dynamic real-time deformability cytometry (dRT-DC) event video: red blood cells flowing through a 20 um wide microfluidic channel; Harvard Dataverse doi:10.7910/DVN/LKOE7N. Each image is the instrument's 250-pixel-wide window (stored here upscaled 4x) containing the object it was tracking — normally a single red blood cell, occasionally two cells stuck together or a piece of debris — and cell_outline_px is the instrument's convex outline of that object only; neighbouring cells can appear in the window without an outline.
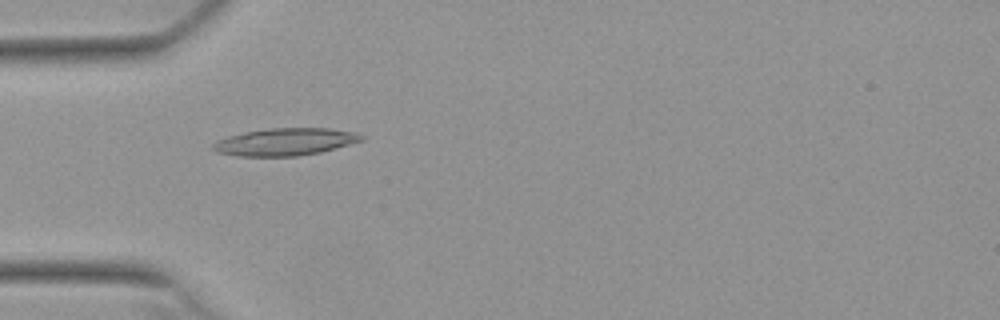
{"species": "Egyptian fruit bat (a non-hibernating species)", "species_latin": "Rousettus aegyptiacus", "temperature_condition": "warm", "stored_images_in_passage": 41, "camera_frame_rate_fps": 3000, "um_per_image_px": 0.085, "animal": {"sex": "female"}, "frame": {"image": 1, "passage_image": 4, "time_ms": 1.0, "image_size_px": [1000, 320], "cell_outline_px": [[364, 140], [336, 148], [320, 152], [296, 156], [236, 156], [216, 152], [212, 148], [212, 144], [216, 140], [228, 136], [244, 132], [272, 128], [328, 128], [356, 132], [364, 136]], "centroid_in_image_um": [24.23, 12.05], "position_along_channel_um": 60.8, "area_um2": 23.7}}
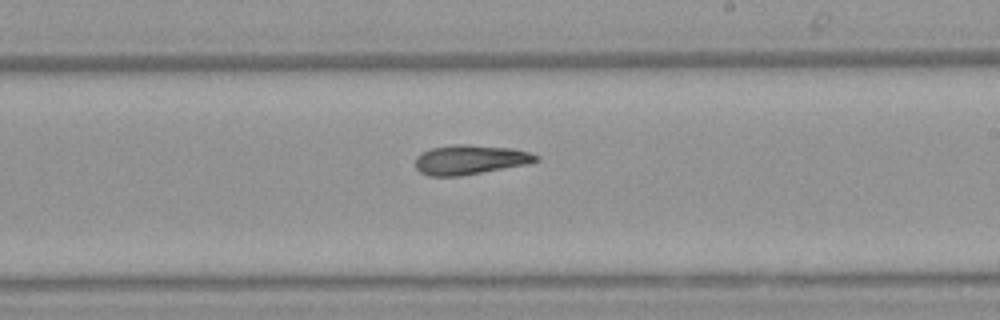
{"frame": {"image": 2, "passage_image": 19, "time_ms": 6.0, "image_size_px": [1000, 320], "cell_outline_px": [[540, 160], [528, 164], [460, 176], [428, 176], [420, 172], [416, 168], [416, 156], [420, 152], [432, 148], [456, 144], [468, 144], [512, 148], [528, 152], [540, 156]], "centroid_in_image_um": [39.96, 13.57], "position_along_channel_um": 249.0, "area_um2": 20.87}}
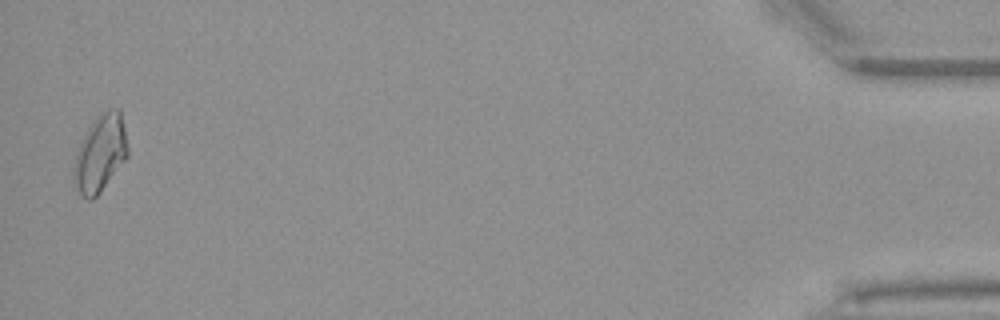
{"frame": {"image": 3, "passage_image": 40, "time_ms": 13.0, "image_size_px": [1000, 320], "cell_outline_px": [[128, 156], [100, 192], [92, 200], [88, 200], [80, 196], [72, 184], [72, 168], [80, 144], [92, 120], [96, 116], [112, 108], [120, 108], [128, 148]], "centroid_in_image_um": [8.49, 13.08], "position_along_channel_um": 426.7, "area_um2": 24.28}, "authors_computed_cell_mechanics": {"area_um2": 20.8658, "velocity_mm_per_s": 3.8228, "shape_relaxation_time_tau1_ms": null, "shape_relaxation_time_tau2_ms": 5.9522, "deformation_change_tau1": null, "deformation_change_tau2": 0.1645}}